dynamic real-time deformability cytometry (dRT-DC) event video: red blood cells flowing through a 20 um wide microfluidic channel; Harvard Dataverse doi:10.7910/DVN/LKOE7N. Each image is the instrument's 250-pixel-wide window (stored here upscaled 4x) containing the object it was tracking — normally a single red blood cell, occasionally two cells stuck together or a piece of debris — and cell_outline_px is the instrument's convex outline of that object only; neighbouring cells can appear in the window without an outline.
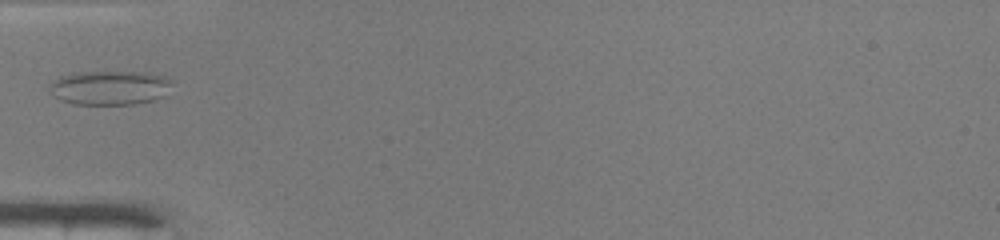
{"species": "common noctule bat (a hibernating species)", "species_latin": "Nyctalus noctula", "temperature_condition": "warm", "stored_images_in_passage": 3, "camera_frame_rate_fps": 3000, "um_per_image_px": 0.085, "animal": {"sex": "male", "body_mass_g": 19.0, "forearm_length_mm": 50.8}, "frame": {"image": 1, "passage_image": 1, "time_ms": 0.0, "image_size_px": [1000, 240], "cell_outline_px": [[172, 84], [164, 96], [156, 100], [132, 104], [72, 104], [60, 100], [52, 96], [48, 92], [48, 84], [60, 76], [72, 72], [148, 72], [164, 76], [172, 80]], "centroid_in_image_um": [9.29, 7.45], "position_along_channel_um": 75.7, "area_um2": 24.91}}